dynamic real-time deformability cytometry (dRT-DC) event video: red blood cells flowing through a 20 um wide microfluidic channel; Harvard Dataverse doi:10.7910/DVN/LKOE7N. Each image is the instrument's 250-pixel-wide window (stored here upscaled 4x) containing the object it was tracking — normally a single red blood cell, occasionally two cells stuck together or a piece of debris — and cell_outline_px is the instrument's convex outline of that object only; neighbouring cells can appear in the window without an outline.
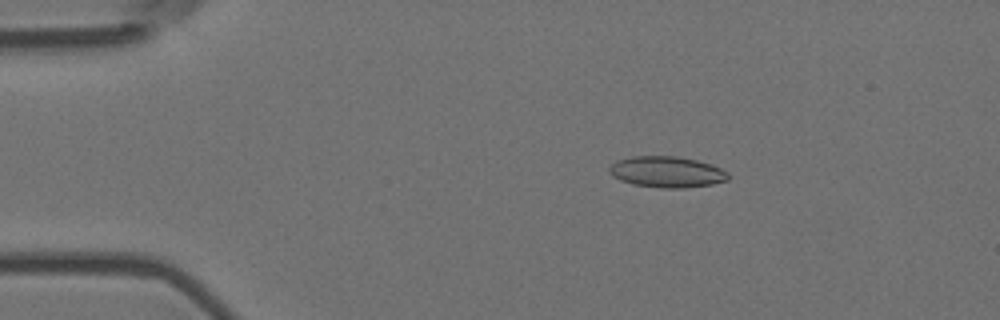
{"species": "Egyptian fruit bat (a non-hibernating species)", "species_latin": "Rousettus aegyptiacus", "temperature_condition": "room temperature", "stored_images_in_passage": 55, "camera_frame_rate_fps": 3000, "um_per_image_px": 0.085, "animal": {"sex": "female"}, "frame": {"image": 1, "passage_image": 10, "time_ms": 3.0, "image_size_px": [1000, 320], "cell_outline_px": [[728, 180], [712, 184], [684, 188], [660, 188], [632, 184], [620, 180], [612, 176], [608, 172], [608, 168], [616, 160], [632, 156], [676, 156], [696, 160], [712, 164], [728, 172]], "centroid_in_image_um": [56.65, 14.61], "position_along_channel_um": 28.3, "area_um2": 21.68}}
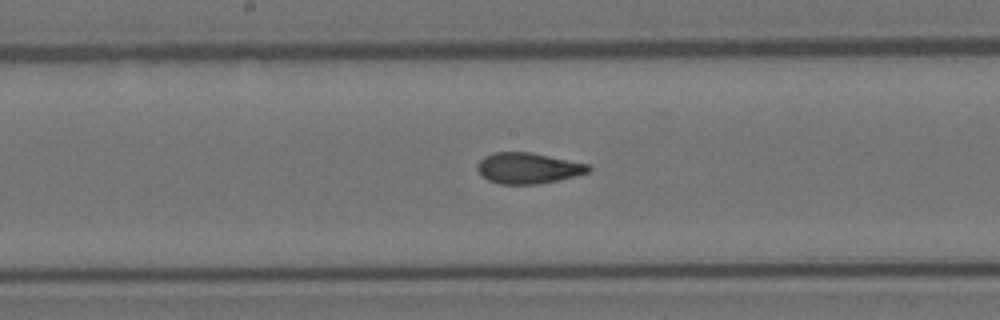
{"frame": {"image": 2, "passage_image": 29, "time_ms": 9.333, "image_size_px": [1000, 320], "cell_outline_px": [[592, 168], [588, 172], [556, 180], [536, 184], [500, 184], [488, 180], [476, 168], [476, 164], [484, 156], [492, 152], [532, 152], [588, 164]], "centroid_in_image_um": [44.85, 14.28], "position_along_channel_um": 203.4, "area_um2": 19.83}}
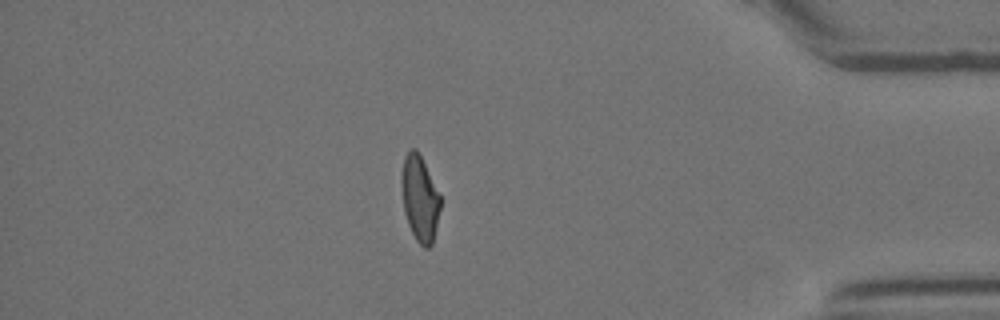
{"frame": {"image": 3, "passage_image": 48, "time_ms": 15.667, "image_size_px": [1000, 320], "cell_outline_px": [[440, 208], [432, 244], [428, 248], [424, 248], [416, 240], [408, 224], [404, 212], [400, 184], [400, 176], [404, 156], [412, 148], [416, 148], [440, 196]], "centroid_in_image_um": [35.64, 16.87], "position_along_channel_um": 399.6, "area_um2": 19.19}, "authors_computed_cell_mechanics": {"area_um2": 20.23, "velocity_mm_per_s": 3.6798, "shape_relaxation_time_tau1_ms": null, "shape_relaxation_time_tau2_ms": 1.3157, "deformation_change_tau1": null, "deformation_change_tau2": 0.0767}}